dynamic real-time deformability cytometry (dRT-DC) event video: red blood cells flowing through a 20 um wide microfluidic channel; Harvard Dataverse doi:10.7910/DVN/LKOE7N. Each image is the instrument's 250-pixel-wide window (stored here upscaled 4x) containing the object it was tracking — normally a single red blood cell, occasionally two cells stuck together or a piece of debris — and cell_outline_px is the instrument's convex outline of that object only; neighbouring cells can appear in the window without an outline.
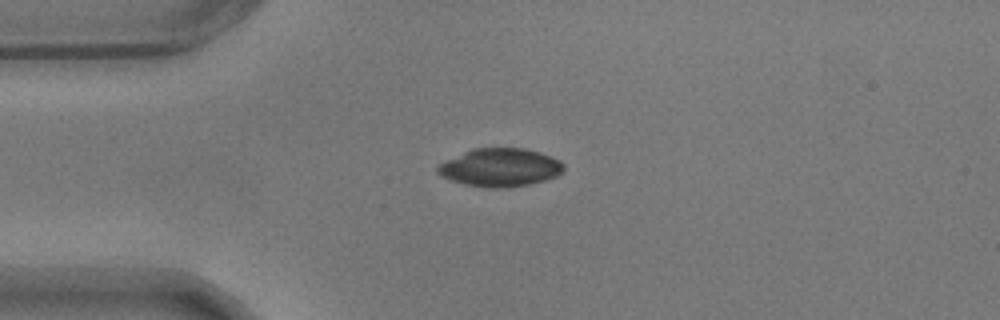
{"species": "common noctule bat (a hibernating species)", "species_latin": "Nyctalus noctula", "temperature_condition": "warm", "stored_images_in_passage": 45, "camera_frame_rate_fps": 3000, "um_per_image_px": 0.085, "animal": {"sex": "male", "body_mass_g": 17.9}, "frame": {"image": 1, "passage_image": 1, "time_ms": 0.0, "image_size_px": [1000, 320], "cell_outline_px": [[564, 172], [556, 176], [544, 180], [528, 184], [508, 188], [488, 188], [464, 184], [452, 180], [436, 172], [436, 168], [444, 160], [472, 148], [524, 148], [540, 152], [560, 160], [564, 164]], "centroid_in_image_um": [42.52, 14.23], "position_along_channel_um": 42.5, "area_um2": 28.15}}
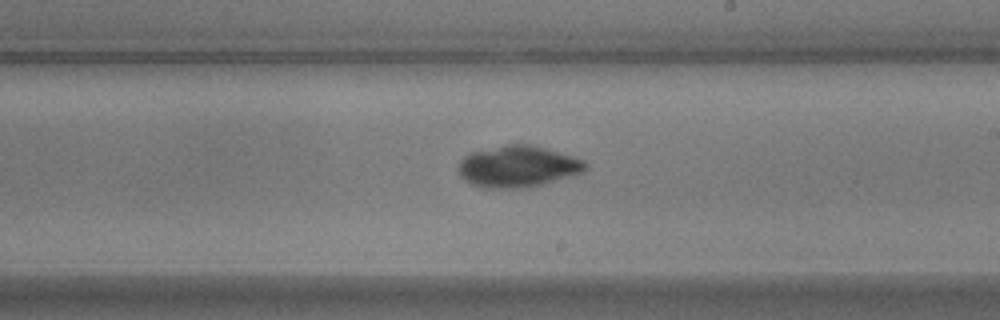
{"frame": {"image": 2, "passage_image": 20, "time_ms": 6.333, "image_size_px": [1000, 320], "cell_outline_px": [[588, 168], [584, 172], [544, 184], [528, 188], [480, 188], [464, 180], [460, 176], [456, 168], [460, 160], [464, 156], [472, 152], [508, 144], [532, 144], [572, 156], [584, 160], [588, 164]], "centroid_in_image_um": [44.01, 14.16], "position_along_channel_um": 245.0, "area_um2": 31.04}}
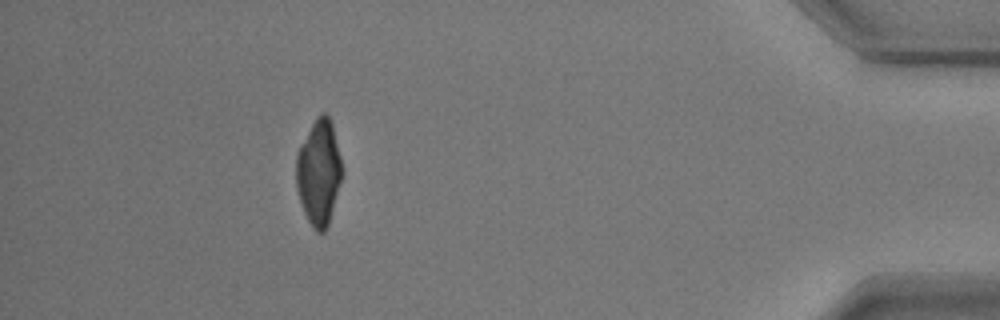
{"frame": {"image": 3, "passage_image": 39, "time_ms": 12.667, "image_size_px": [1000, 320], "cell_outline_px": [[340, 180], [328, 224], [324, 232], [316, 232], [312, 228], [304, 212], [296, 188], [296, 156], [300, 144], [316, 116], [320, 112], [324, 112], [328, 116], [332, 124], [340, 156]], "centroid_in_image_um": [27.06, 14.63], "position_along_channel_um": 408.1, "area_um2": 27.69}, "authors_computed_cell_mechanics": {"area_um2": 29.3624, "velocity_mm_per_s": 3.4805, "shape_relaxation_time_tau1_ms": 6.0244, "shape_relaxation_time_tau2_ms": 4.2182, "deformation_change_tau1": 0.1683, "deformation_change_tau2": 0.0571}}